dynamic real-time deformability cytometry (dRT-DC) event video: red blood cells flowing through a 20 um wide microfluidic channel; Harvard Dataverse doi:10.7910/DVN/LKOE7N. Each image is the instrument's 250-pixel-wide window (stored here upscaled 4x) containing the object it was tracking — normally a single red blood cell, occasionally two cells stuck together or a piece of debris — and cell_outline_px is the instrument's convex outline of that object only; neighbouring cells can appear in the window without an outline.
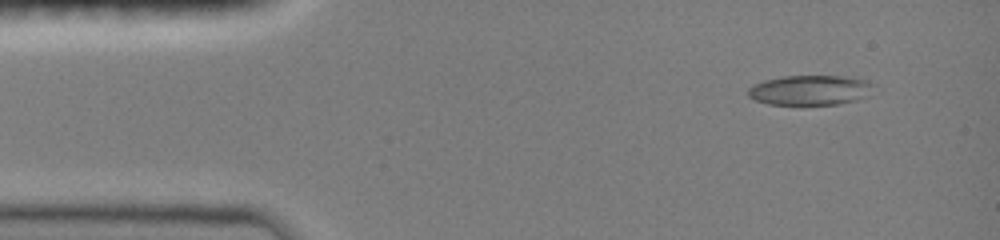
{"species": "common noctule bat (a hibernating species)", "species_latin": "Nyctalus noctula", "temperature_condition": "room temperature", "stored_images_in_passage": 9, "camera_frame_rate_fps": 3000, "um_per_image_px": 0.085, "animal": {"sex": "female", "body_mass_g": 19.0, "forearm_length_mm": 51.5}, "frame": {"image": 1, "passage_image": 2, "time_ms": 1.0, "image_size_px": [1000, 240], "cell_outline_px": [[872, 84], [868, 96], [856, 100], [836, 104], [800, 108], [768, 104], [756, 100], [748, 96], [748, 88], [764, 80], [784, 76], [844, 76], [868, 80]], "centroid_in_image_um": [68.82, 7.71], "position_along_channel_um": 16.2, "area_um2": 22.6}}
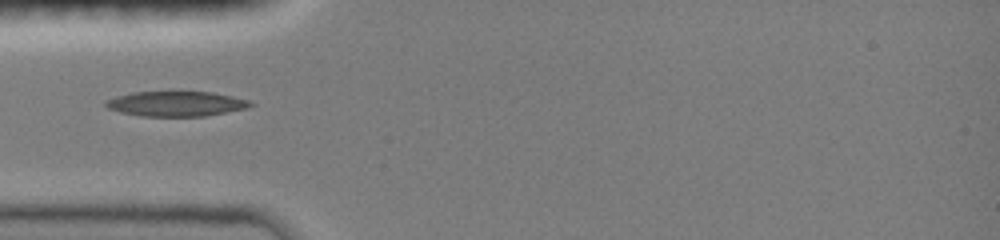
{"frame": {"image": 2, "passage_image": 6, "time_ms": 4.333, "image_size_px": [1000, 240], "cell_outline_px": [[256, 104], [248, 108], [204, 116], [140, 116], [120, 112], [108, 108], [104, 104], [104, 100], [116, 96], [132, 92], [180, 88], [212, 92], [232, 96], [248, 100]], "centroid_in_image_um": [14.95, 8.76], "position_along_channel_um": 70.0, "area_um2": 22.25}}
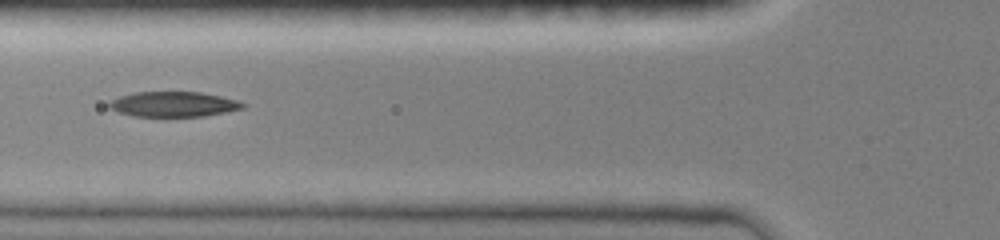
{"frame": {"image": 3, "passage_image": 8, "time_ms": 5.333, "image_size_px": [1000, 240], "cell_outline_px": [[244, 108], [204, 116], [132, 116], [116, 112], [108, 108], [104, 104], [108, 100], [132, 92], [200, 92], [220, 96], [236, 100], [244, 104]], "centroid_in_image_um": [14.62, 8.85], "position_along_channel_um": 111.2, "area_um2": 19.71}}